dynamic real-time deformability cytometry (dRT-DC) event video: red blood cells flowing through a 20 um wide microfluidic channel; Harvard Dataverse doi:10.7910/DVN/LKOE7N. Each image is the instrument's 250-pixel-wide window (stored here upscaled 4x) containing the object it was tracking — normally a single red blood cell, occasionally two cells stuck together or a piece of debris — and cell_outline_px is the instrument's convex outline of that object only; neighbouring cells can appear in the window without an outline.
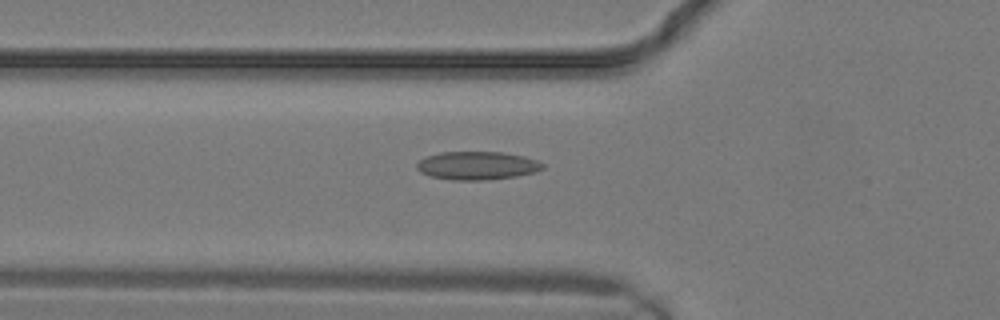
{"species": "common noctule bat (a hibernating species)", "species_latin": "Nyctalus noctula", "temperature_condition": "warm", "stored_images_in_passage": 5, "camera_frame_rate_fps": 3000, "um_per_image_px": 0.085, "animal": {"sex": "male", "body_mass_g": 19.2, "forearm_length_mm": 51.8}, "frame": {"image": 1, "passage_image": 3, "time_ms": 0.667, "image_size_px": [1000, 320], "cell_outline_px": [[544, 168], [536, 172], [516, 176], [488, 180], [452, 180], [432, 176], [420, 172], [416, 168], [416, 164], [420, 160], [428, 156], [440, 152], [504, 152], [524, 156], [536, 160], [544, 164]], "centroid_in_image_um": [40.58, 14.07], "position_along_channel_um": 85.2, "area_um2": 20.75}}
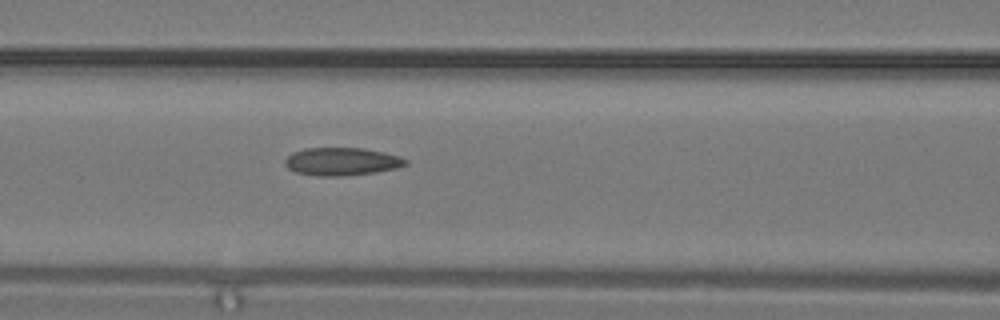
{"frame": {"image": 2, "passage_image": 5, "time_ms": 1.333, "image_size_px": [1000, 320], "cell_outline_px": [[408, 164], [396, 168], [376, 172], [340, 176], [316, 176], [296, 172], [288, 168], [284, 164], [284, 160], [292, 152], [304, 148], [364, 148], [384, 152], [400, 156], [408, 160]], "centroid_in_image_um": [29.05, 13.72], "position_along_channel_um": 137.6, "area_um2": 19.71}}